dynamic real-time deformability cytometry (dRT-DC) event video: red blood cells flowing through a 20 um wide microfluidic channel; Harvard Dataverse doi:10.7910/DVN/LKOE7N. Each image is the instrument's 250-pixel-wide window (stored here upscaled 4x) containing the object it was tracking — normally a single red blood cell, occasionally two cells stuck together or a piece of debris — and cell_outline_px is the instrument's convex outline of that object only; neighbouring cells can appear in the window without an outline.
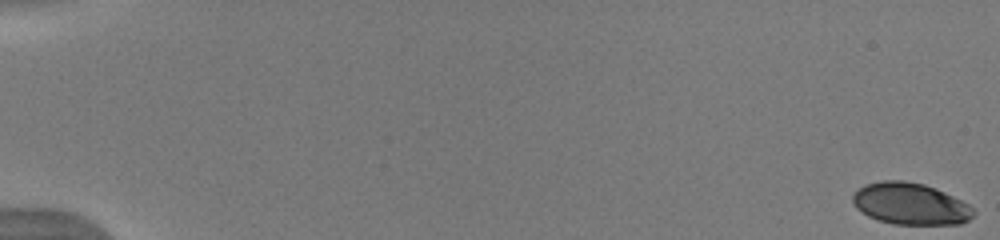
{"species": "human", "species_latin": "Homo sapiens", "temperature_condition": "warm", "stored_images_in_passage": 53, "camera_frame_rate_fps": 3000, "um_per_image_px": 0.085, "donor": {"sex": "male"}, "frame": {"image": 1, "passage_image": 1, "time_ms": 0.0, "image_size_px": [1000, 240], "cell_outline_px": [[976, 212], [968, 220], [960, 224], [892, 224], [868, 216], [856, 208], [852, 200], [852, 196], [860, 188], [868, 184], [880, 180], [904, 180], [924, 184], [936, 188], [968, 204]], "centroid_in_image_um": [77.38, 17.32], "position_along_channel_um": 7.6, "area_um2": 29.19}}
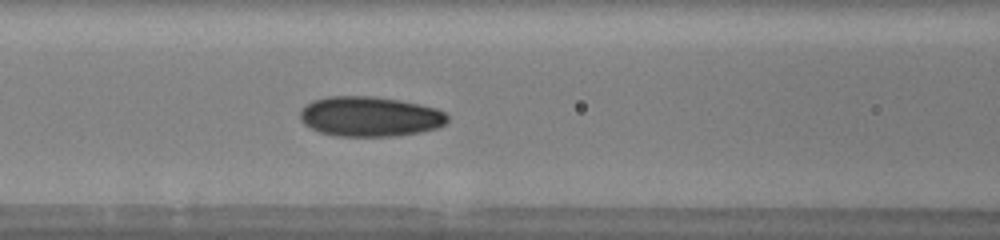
{"frame": {"image": 2, "passage_image": 25, "time_ms": 8.0, "image_size_px": [1000, 240], "cell_outline_px": [[448, 120], [444, 124], [436, 128], [420, 132], [396, 136], [336, 136], [320, 132], [304, 124], [300, 120], [300, 112], [312, 100], [328, 96], [372, 96], [400, 100], [436, 108], [444, 112], [448, 116]], "centroid_in_image_um": [31.44, 9.9], "position_along_channel_um": 135.2, "area_um2": 34.28}}
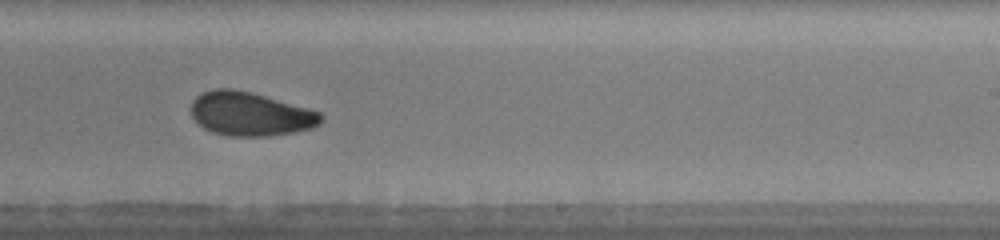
{"frame": {"image": 3, "passage_image": 35, "time_ms": 11.333, "image_size_px": [1000, 240], "cell_outline_px": [[324, 120], [320, 124], [312, 128], [292, 132], [268, 136], [228, 136], [212, 132], [204, 128], [192, 116], [192, 100], [196, 96], [204, 92], [216, 88], [232, 88], [264, 96], [308, 108], [320, 112], [324, 116]], "centroid_in_image_um": [21.29, 9.69], "position_along_channel_um": 267.7, "area_um2": 32.95}, "authors_computed_cell_mechanics": {"area_um2": 31.7322, "velocity_mm_per_s": 3.9827, "shape_relaxation_time_tau1_ms": 5.0911, "shape_relaxation_time_tau2_ms": 1.8349, "deformation_change_tau1": 0.1337, "deformation_change_tau2": 0.0631}}